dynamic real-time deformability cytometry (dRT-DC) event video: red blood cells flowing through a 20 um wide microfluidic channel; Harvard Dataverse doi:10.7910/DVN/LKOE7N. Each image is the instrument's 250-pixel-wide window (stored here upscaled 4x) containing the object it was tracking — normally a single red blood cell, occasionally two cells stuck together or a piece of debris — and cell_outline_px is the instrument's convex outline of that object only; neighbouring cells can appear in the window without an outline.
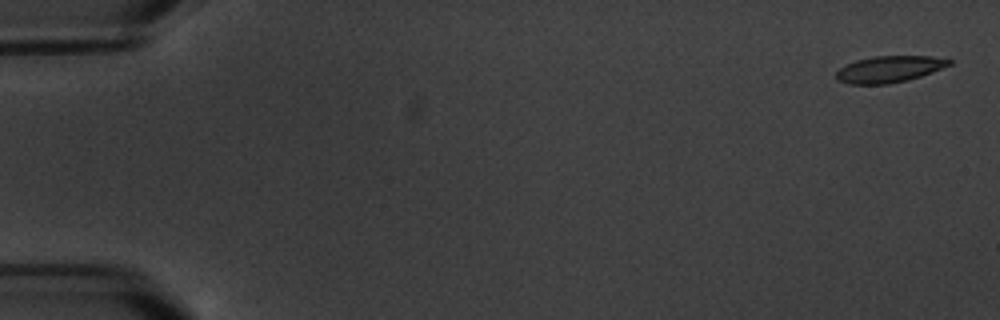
{"species": "common noctule bat (a hibernating species)", "species_latin": "Nyctalus noctula", "temperature_condition": "warm", "stored_images_in_passage": 5, "camera_frame_rate_fps": 3000, "um_per_image_px": 0.085, "animal": {"sex": "male", "body_mass_g": 20.1, "forearm_length_mm": 53.5}, "frame": {"image": 1, "passage_image": 1, "time_ms": 0.0, "image_size_px": [1000, 320], "cell_outline_px": [[952, 64], [932, 72], [908, 80], [888, 84], [848, 84], [836, 80], [836, 72], [840, 68], [856, 60], [872, 56], [932, 56], [952, 60]], "centroid_in_image_um": [75.57, 5.88], "position_along_channel_um": 9.4, "area_um2": 17.46}}
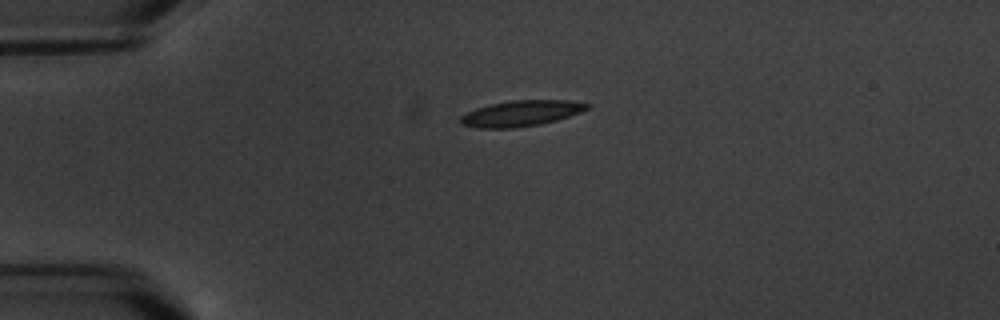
{"frame": {"image": 2, "passage_image": 4, "time_ms": 4.333, "image_size_px": [1000, 320], "cell_outline_px": [[592, 104], [588, 108], [580, 112], [556, 120], [540, 124], [512, 128], [476, 128], [460, 124], [460, 116], [476, 108], [492, 104], [512, 100], [568, 100]], "centroid_in_image_um": [44.28, 9.63], "position_along_channel_um": 40.7, "area_um2": 18.9}}